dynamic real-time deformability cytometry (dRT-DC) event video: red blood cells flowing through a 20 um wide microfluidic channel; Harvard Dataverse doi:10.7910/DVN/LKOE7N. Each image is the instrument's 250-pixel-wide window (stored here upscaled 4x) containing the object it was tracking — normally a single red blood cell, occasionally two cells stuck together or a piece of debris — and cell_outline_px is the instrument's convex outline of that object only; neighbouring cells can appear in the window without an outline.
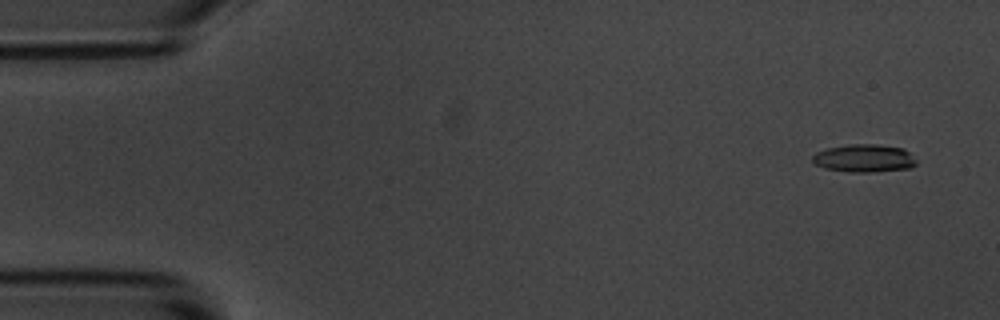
{"species": "common noctule bat (a hibernating species)", "species_latin": "Nyctalus noctula", "temperature_condition": "room temperature", "stored_images_in_passage": 55, "camera_frame_rate_fps": 3000, "um_per_image_px": 0.085, "animal": {"sex": "male", "body_mass_g": 20.1, "forearm_length_mm": 53.5}, "frame": {"image": 1, "passage_image": 3, "time_ms": 0.667, "image_size_px": [1000, 320], "cell_outline_px": [[916, 164], [912, 168], [872, 172], [848, 172], [824, 168], [816, 164], [812, 160], [812, 156], [816, 152], [828, 148], [848, 144], [876, 144], [904, 148], [916, 160]], "centroid_in_image_um": [73.46, 13.45], "position_along_channel_um": 11.5, "area_um2": 16.94}}
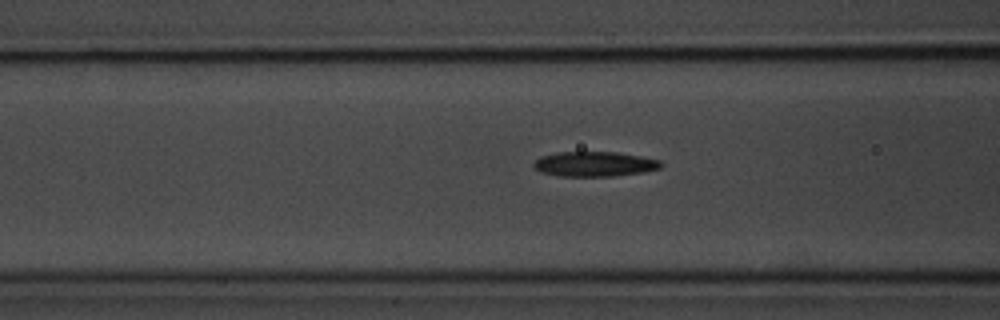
{"frame": {"image": 2, "passage_image": 21, "time_ms": 6.667, "image_size_px": [1000, 320], "cell_outline_px": [[664, 164], [660, 168], [644, 172], [612, 176], [560, 176], [540, 172], [532, 164], [540, 156], [556, 152], [616, 152], [640, 156], [660, 160]], "centroid_in_image_um": [50.53, 13.94], "position_along_channel_um": 116.1, "area_um2": 18.5}}
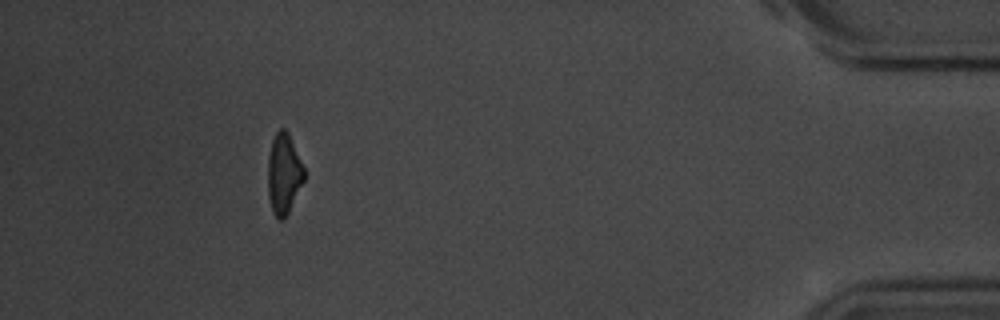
{"frame": {"image": 3, "passage_image": 50, "time_ms": 16.333, "image_size_px": [1000, 320], "cell_outline_px": [[304, 180], [284, 220], [280, 220], [272, 212], [268, 196], [268, 156], [272, 140], [276, 132], [280, 128], [284, 128], [288, 132], [304, 168]], "centroid_in_image_um": [24.1, 14.77], "position_along_channel_um": 411.1, "area_um2": 16.88}, "authors_computed_cell_mechanics": {"area_um2": 17.8024, "velocity_mm_per_s": 3.6763, "shape_relaxation_time_tau1_ms": 3.2235, "shape_relaxation_time_tau2_ms": 5.5455, "deformation_change_tau1": 0.1665, "deformation_change_tau2": 0.1606}}